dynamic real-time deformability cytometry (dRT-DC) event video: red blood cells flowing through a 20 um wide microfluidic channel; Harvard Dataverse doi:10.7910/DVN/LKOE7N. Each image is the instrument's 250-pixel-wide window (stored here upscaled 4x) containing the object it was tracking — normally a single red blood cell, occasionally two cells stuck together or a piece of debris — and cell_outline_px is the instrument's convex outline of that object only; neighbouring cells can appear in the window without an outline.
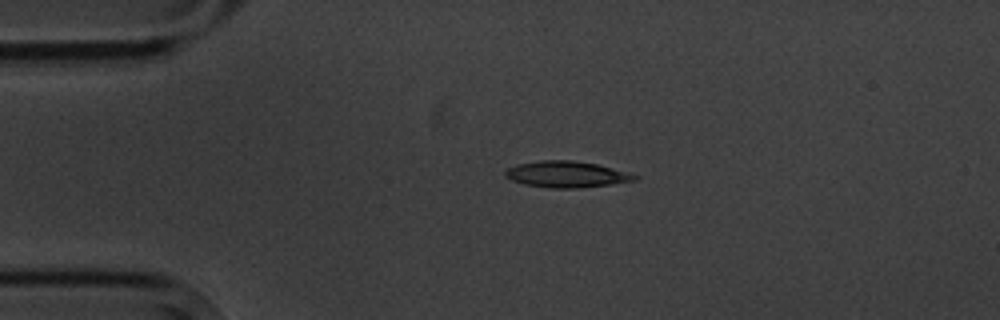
{"species": "common noctule bat (a hibernating species)", "species_latin": "Nyctalus noctula", "temperature_condition": "cold", "stored_images_in_passage": 2, "camera_frame_rate_fps": 3000, "um_per_image_px": 0.085, "animal": {"sex": "male", "body_mass_g": 20.1, "forearm_length_mm": 53.5}, "frame": {"image": 1, "passage_image": 1, "time_ms": 0.0, "image_size_px": [1000, 320], "cell_outline_px": [[640, 176], [636, 180], [612, 184], [576, 188], [552, 188], [524, 184], [512, 180], [504, 176], [504, 172], [508, 168], [516, 164], [540, 160], [572, 160], [596, 164]], "centroid_in_image_um": [48.11, 14.81], "position_along_channel_um": 36.9, "area_um2": 19.65}}